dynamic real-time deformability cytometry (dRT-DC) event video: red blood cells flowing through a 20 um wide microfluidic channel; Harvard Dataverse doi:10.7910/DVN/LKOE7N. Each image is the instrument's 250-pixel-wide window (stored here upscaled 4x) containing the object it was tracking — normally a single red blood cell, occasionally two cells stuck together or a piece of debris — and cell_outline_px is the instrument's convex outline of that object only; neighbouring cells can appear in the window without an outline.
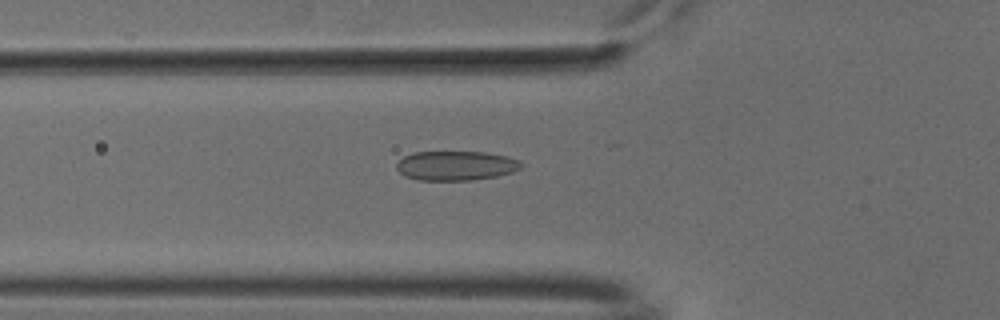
{"species": "common noctule bat (a hibernating species)", "species_latin": "Nyctalus noctula", "temperature_condition": "cold", "stored_images_in_passage": 43, "camera_frame_rate_fps": 3000, "um_per_image_px": 0.085, "animal": {"sex": "male", "body_mass_g": 18.8}, "frame": {"image": 1, "passage_image": 18, "time_ms": 5.667, "image_size_px": [1000, 320], "cell_outline_px": [[524, 164], [520, 168], [512, 172], [496, 176], [472, 180], [416, 180], [404, 176], [396, 168], [396, 164], [404, 156], [412, 152], [488, 152], [508, 156], [520, 160]], "centroid_in_image_um": [38.76, 14.08], "position_along_channel_um": 87.0, "area_um2": 21.56}}
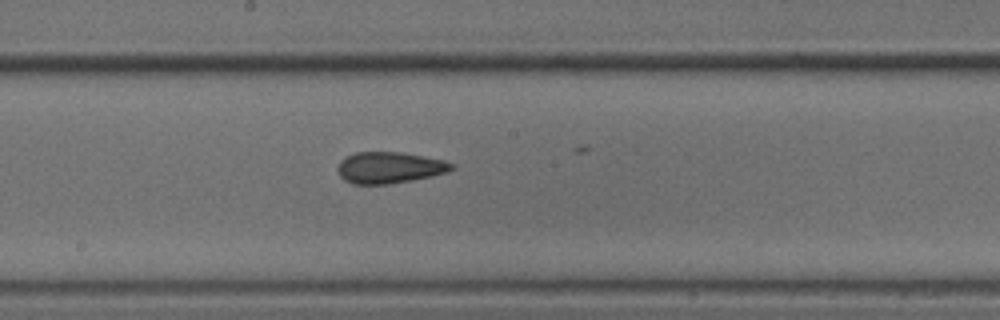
{"frame": {"image": 2, "passage_image": 28, "time_ms": 9.0, "image_size_px": [1000, 320], "cell_outline_px": [[456, 168], [448, 172], [432, 176], [412, 180], [388, 184], [352, 184], [344, 180], [340, 176], [336, 168], [340, 160], [356, 152], [400, 152], [424, 156], [444, 160], [456, 164]], "centroid_in_image_um": [33.13, 14.25], "position_along_channel_um": 215.1, "area_um2": 21.04}}
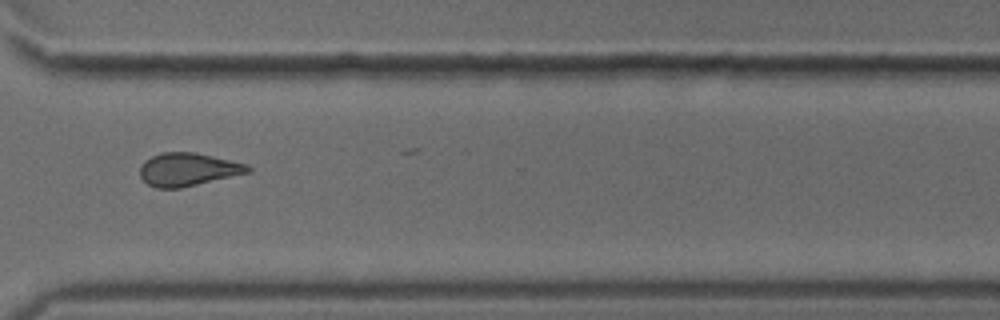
{"frame": {"image": 3, "passage_image": 39, "time_ms": 12.667, "image_size_px": [1000, 320], "cell_outline_px": [[252, 172], [180, 188], [156, 188], [148, 184], [140, 176], [140, 164], [144, 160], [160, 152], [196, 152], [248, 164], [252, 168]], "centroid_in_image_um": [15.99, 14.39], "position_along_channel_um": 354.6, "area_um2": 20.98}, "authors_computed_cell_mechanics": {"area_um2": 20.9814, "velocity_mm_per_s": 3.8132, "shape_relaxation_time_tau1_ms": null, "shape_relaxation_time_tau2_ms": 3.0222, "deformation_change_tau1": null, "deformation_change_tau2": 0.088}}